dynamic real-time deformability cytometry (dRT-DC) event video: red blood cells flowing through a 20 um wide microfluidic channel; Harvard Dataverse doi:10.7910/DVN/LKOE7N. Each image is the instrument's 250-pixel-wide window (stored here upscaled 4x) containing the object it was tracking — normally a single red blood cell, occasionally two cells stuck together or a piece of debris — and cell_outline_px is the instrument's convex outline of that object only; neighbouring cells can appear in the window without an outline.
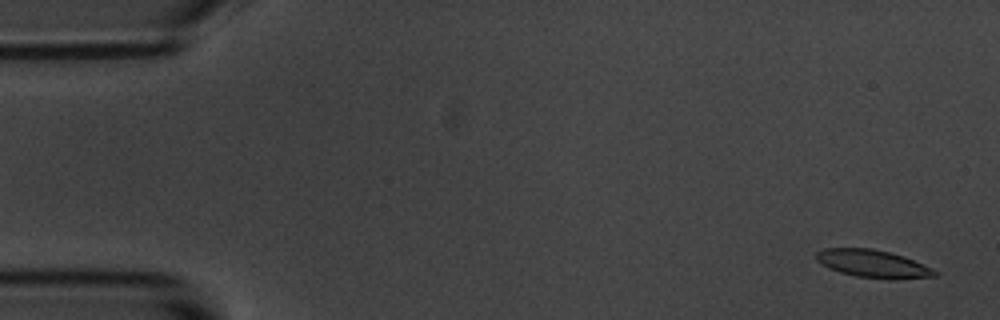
{"species": "common noctule bat (a hibernating species)", "species_latin": "Nyctalus noctula", "temperature_condition": "room temperature", "stored_images_in_passage": 4, "camera_frame_rate_fps": 3000, "um_per_image_px": 0.085, "animal": {"sex": "male", "body_mass_g": 20.1, "forearm_length_mm": 53.5}, "frame": {"image": 1, "passage_image": 1, "time_ms": 0.0, "image_size_px": [1000, 320], "cell_outline_px": [[940, 272], [936, 276], [892, 280], [856, 276], [840, 272], [828, 268], [816, 260], [816, 252], [824, 248], [872, 248], [904, 256], [932, 268]], "centroid_in_image_um": [74.21, 22.42], "position_along_channel_um": 10.8, "area_um2": 19.25}}